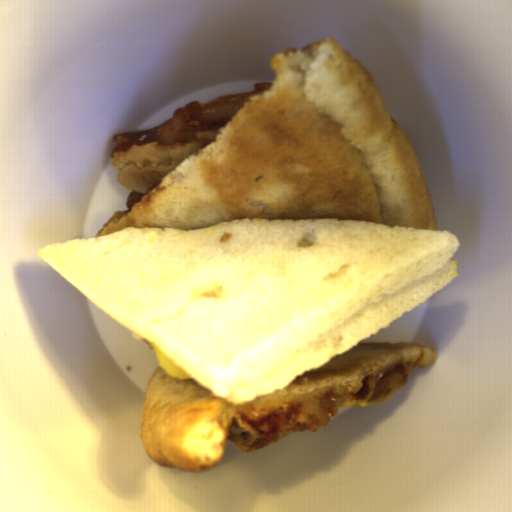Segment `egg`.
Returning <instances> with one entry per match:
<instances>
[{
	"label": "egg",
	"instance_id": "obj_1",
	"mask_svg": "<svg viewBox=\"0 0 512 512\" xmlns=\"http://www.w3.org/2000/svg\"><path fill=\"white\" fill-rule=\"evenodd\" d=\"M152 346L159 365L168 375L184 380H191L195 378L153 343Z\"/></svg>",
	"mask_w": 512,
	"mask_h": 512
}]
</instances>
